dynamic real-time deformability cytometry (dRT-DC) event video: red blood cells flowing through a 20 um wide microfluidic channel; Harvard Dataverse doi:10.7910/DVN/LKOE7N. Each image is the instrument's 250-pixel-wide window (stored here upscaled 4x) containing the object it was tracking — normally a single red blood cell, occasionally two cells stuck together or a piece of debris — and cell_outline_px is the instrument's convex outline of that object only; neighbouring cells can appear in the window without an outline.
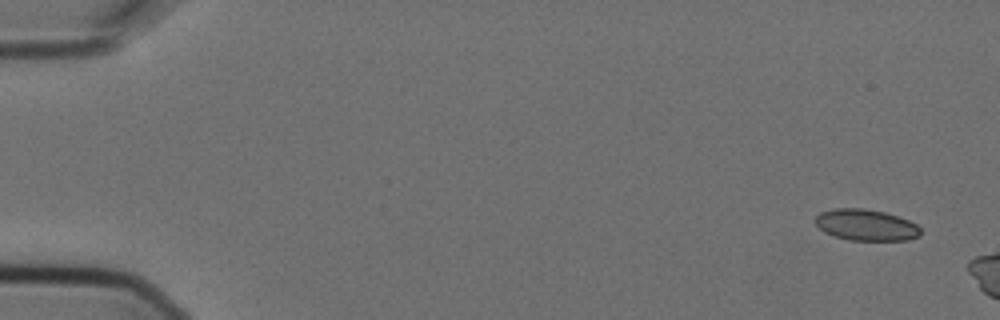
{"species": "Egyptian fruit bat (a non-hibernating species)", "species_latin": "Rousettus aegyptiacus", "temperature_condition": "cold", "stored_images_in_passage": 3, "camera_frame_rate_fps": 3000, "um_per_image_px": 0.085, "animal": {"sex": "female"}, "frame": {"image": 1, "passage_image": 1, "time_ms": 0.0, "image_size_px": [1000, 320], "cell_outline_px": [[920, 236], [908, 240], [848, 240], [824, 232], [816, 224], [816, 216], [820, 212], [836, 208], [864, 208], [884, 212], [908, 220], [916, 224], [920, 228]], "centroid_in_image_um": [73.61, 19.12], "position_along_channel_um": 11.4, "area_um2": 19.07}}